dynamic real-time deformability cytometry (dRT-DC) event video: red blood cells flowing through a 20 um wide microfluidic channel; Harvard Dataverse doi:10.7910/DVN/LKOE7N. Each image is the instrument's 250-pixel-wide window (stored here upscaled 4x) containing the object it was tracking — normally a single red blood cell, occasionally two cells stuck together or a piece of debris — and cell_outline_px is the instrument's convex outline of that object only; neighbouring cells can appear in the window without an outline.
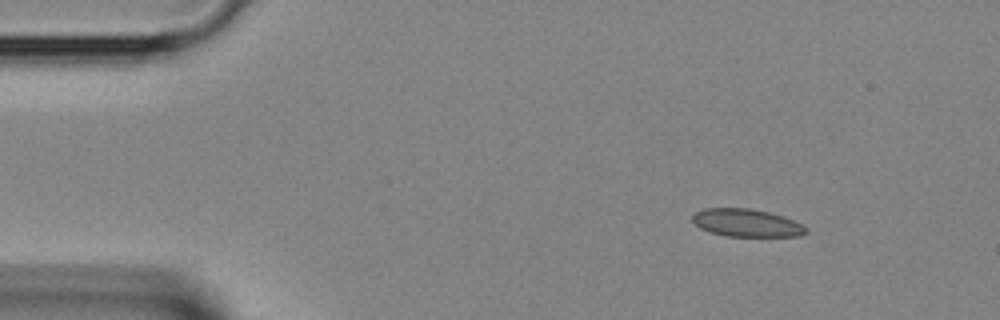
{"species": "Egyptian fruit bat (a non-hibernating species)", "species_latin": "Rousettus aegyptiacus", "temperature_condition": "room temperature", "stored_images_in_passage": 4, "camera_frame_rate_fps": 3000, "um_per_image_px": 0.085, "animal": {"sex": "female"}, "frame": {"image": 1, "passage_image": 2, "time_ms": 0.333, "image_size_px": [1000, 320], "cell_outline_px": [[808, 232], [800, 236], [724, 236], [708, 232], [700, 228], [692, 220], [692, 216], [696, 212], [704, 208], [748, 208], [768, 212], [784, 216], [808, 228]], "centroid_in_image_um": [63.44, 18.95], "position_along_channel_um": 21.6, "area_um2": 18.38}}